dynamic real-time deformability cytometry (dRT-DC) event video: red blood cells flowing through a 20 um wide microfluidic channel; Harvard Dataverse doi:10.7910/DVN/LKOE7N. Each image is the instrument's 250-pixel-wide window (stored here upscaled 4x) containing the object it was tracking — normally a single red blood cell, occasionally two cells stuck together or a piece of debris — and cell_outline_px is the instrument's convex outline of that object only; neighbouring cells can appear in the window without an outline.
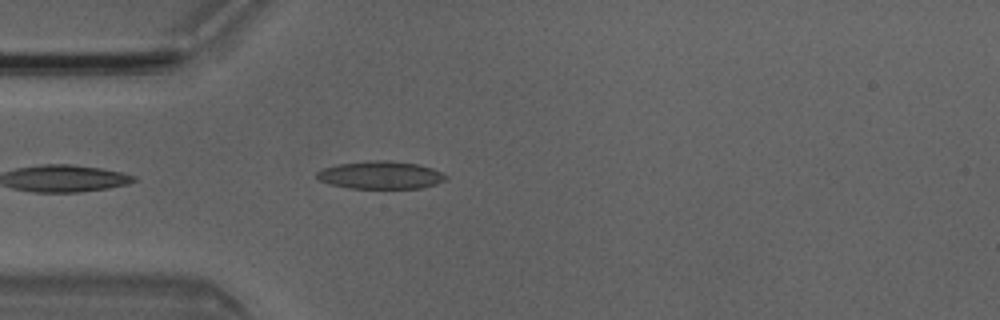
{"species": "Egyptian fruit bat (a non-hibernating species)", "species_latin": "Rousettus aegyptiacus", "temperature_condition": "room temperature", "stored_images_in_passage": 4, "camera_frame_rate_fps": 3000, "um_per_image_px": 0.085, "animal": {"sex": "male"}, "frame": {"image": 1, "passage_image": 4, "time_ms": 1.0, "image_size_px": [1000, 320], "cell_outline_px": [[448, 176], [444, 180], [436, 184], [420, 188], [348, 188], [328, 184], [320, 180], [316, 176], [316, 172], [324, 168], [340, 164], [364, 160], [388, 160], [420, 164], [432, 168]], "centroid_in_image_um": [32.34, 14.87], "position_along_channel_um": 52.7, "area_um2": 20.92}}